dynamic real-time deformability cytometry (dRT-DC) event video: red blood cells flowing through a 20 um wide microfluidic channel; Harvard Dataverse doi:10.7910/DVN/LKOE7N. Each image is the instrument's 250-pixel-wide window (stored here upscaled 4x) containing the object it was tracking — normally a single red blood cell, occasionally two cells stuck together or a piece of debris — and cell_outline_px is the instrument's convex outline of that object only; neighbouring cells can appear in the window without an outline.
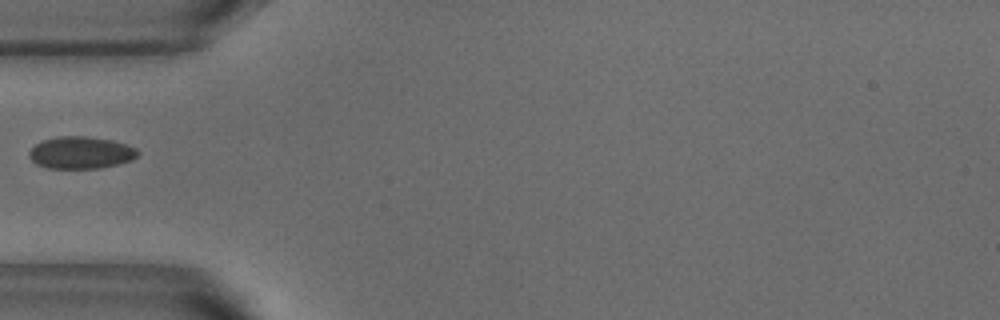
{"species": "common noctule bat (a hibernating species)", "species_latin": "Nyctalus noctula", "temperature_condition": "warm", "stored_images_in_passage": 31, "camera_frame_rate_fps": 3000, "um_per_image_px": 0.085, "animal": {"sex": "male", "body_mass_g": 18.8}, "frame": {"image": 1, "passage_image": 1, "time_ms": 0.0, "image_size_px": [1000, 320], "cell_outline_px": [[140, 152], [132, 160], [100, 168], [48, 168], [36, 164], [28, 156], [28, 152], [36, 144], [44, 140], [56, 136], [84, 136], [112, 140], [128, 144], [136, 148]], "centroid_in_image_um": [6.87, 12.97], "position_along_channel_um": 78.1, "area_um2": 20.35}}
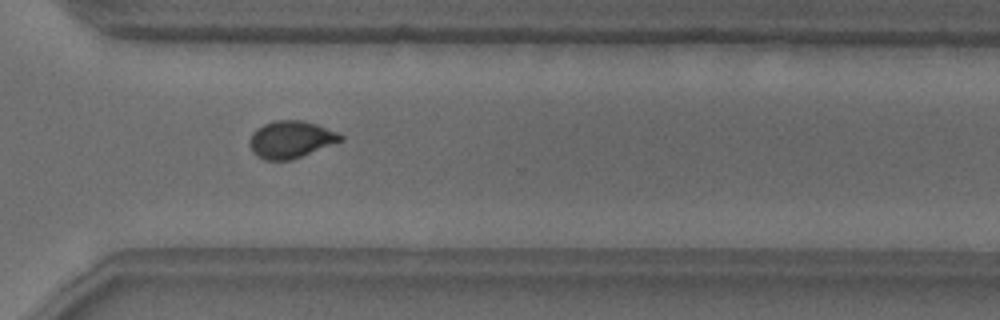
{"frame": {"image": 2, "passage_image": 22, "time_ms": 7.0, "image_size_px": [1000, 320], "cell_outline_px": [[344, 140], [292, 160], [264, 160], [256, 156], [252, 152], [248, 144], [248, 140], [252, 132], [256, 128], [264, 124], [276, 120], [304, 120], [340, 132], [344, 136]], "centroid_in_image_um": [24.72, 11.85], "position_along_channel_um": 345.9, "area_um2": 20.11}}
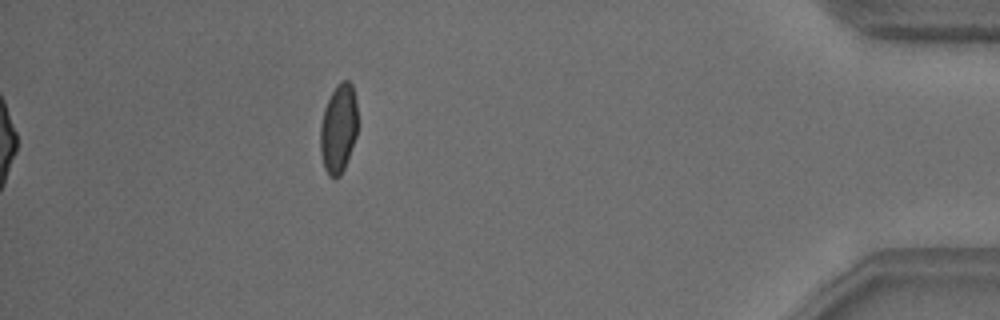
{"frame": {"image": 3, "passage_image": 31, "time_ms": 10.0, "image_size_px": [1000, 320], "cell_outline_px": [[356, 136], [344, 168], [340, 176], [328, 176], [324, 168], [320, 152], [320, 124], [324, 108], [336, 84], [340, 80], [348, 80], [352, 84], [356, 100]], "centroid_in_image_um": [28.75, 10.9], "position_along_channel_um": 406.5, "area_um2": 19.31}}